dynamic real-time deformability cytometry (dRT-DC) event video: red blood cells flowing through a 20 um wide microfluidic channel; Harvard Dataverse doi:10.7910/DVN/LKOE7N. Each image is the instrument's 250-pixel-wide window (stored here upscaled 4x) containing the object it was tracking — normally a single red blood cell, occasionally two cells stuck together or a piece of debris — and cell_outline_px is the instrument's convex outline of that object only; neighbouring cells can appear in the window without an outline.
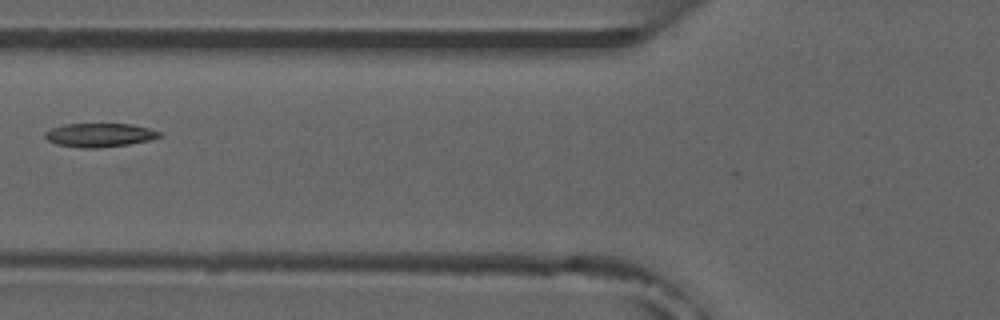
{"species": "common noctule bat (a hibernating species)", "species_latin": "Nyctalus noctula", "temperature_condition": "room temperature", "stored_images_in_passage": 7, "camera_frame_rate_fps": 3000, "um_per_image_px": 0.085, "animal": {"sex": "male", "forearm_length_mm": 52.5}, "frame": {"image": 1, "passage_image": 6, "time_ms": 6.667, "image_size_px": [1000, 320], "cell_outline_px": [[160, 136], [152, 140], [128, 144], [100, 148], [80, 148], [56, 144], [48, 140], [44, 136], [44, 132], [52, 128], [64, 124], [132, 124], [148, 128], [160, 132]], "centroid_in_image_um": [8.44, 11.48], "position_along_channel_um": 117.4, "area_um2": 15.84}}
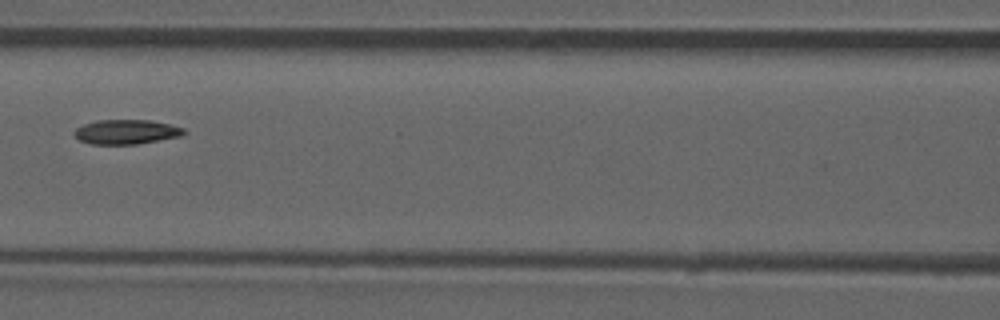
{"frame": {"image": 2, "passage_image": 7, "time_ms": 7.667, "image_size_px": [1000, 320], "cell_outline_px": [[184, 132], [180, 136], [136, 144], [92, 144], [80, 140], [72, 132], [76, 128], [84, 124], [96, 120], [148, 120], [168, 124], [184, 128]], "centroid_in_image_um": [10.69, 11.2], "position_along_channel_um": 155.9, "area_um2": 15.43}}